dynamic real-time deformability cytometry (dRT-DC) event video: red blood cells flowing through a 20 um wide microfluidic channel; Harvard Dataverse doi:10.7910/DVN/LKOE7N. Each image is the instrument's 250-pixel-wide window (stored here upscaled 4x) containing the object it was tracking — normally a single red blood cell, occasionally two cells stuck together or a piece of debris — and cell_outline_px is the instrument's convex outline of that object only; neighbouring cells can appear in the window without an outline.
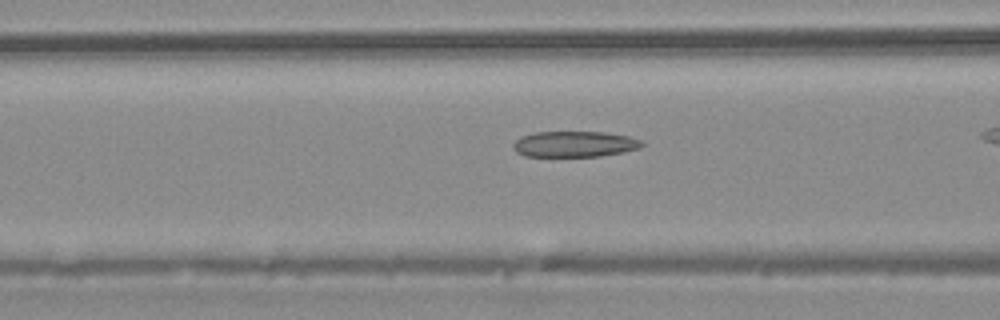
{"species": "common noctule bat (a hibernating species)", "species_latin": "Nyctalus noctula", "temperature_condition": "warm", "stored_images_in_passage": 26, "camera_frame_rate_fps": 3000, "um_per_image_px": 0.085, "animal": {"sex": "male", "body_mass_g": 20.4}, "frame": {"image": 1, "passage_image": 8, "time_ms": 2.333, "image_size_px": [1000, 320], "cell_outline_px": [[644, 144], [640, 148], [624, 152], [600, 156], [524, 156], [516, 152], [512, 148], [512, 144], [520, 136], [536, 132], [604, 132], [628, 136], [644, 140]], "centroid_in_image_um": [48.84, 12.25], "position_along_channel_um": 117.8, "area_um2": 19.54}}